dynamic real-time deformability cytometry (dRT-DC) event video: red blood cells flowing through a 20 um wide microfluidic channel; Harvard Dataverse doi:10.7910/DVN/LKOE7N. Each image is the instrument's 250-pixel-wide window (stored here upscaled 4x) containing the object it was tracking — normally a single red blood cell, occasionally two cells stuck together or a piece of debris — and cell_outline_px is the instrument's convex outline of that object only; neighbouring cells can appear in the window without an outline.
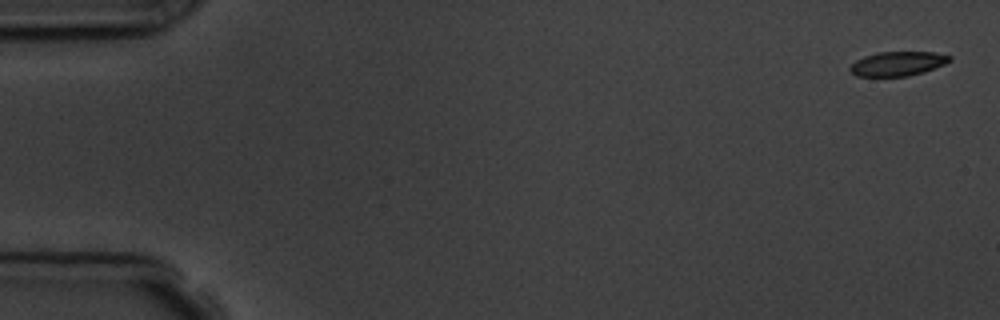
{"species": "common noctule bat (a hibernating species)", "species_latin": "Nyctalus noctula", "temperature_condition": "room temperature", "stored_images_in_passage": 11, "camera_frame_rate_fps": 3000, "um_per_image_px": 0.085, "animal": {"sex": "male", "body_mass_g": 19.5, "forearm_length_mm": 54.6}, "frame": {"image": 1, "passage_image": 1, "time_ms": 0.0, "image_size_px": [1000, 320], "cell_outline_px": [[952, 60], [944, 64], [924, 72], [908, 76], [856, 76], [848, 68], [856, 60], [864, 56], [876, 52], [932, 52], [952, 56]], "centroid_in_image_um": [76.3, 5.41], "position_along_channel_um": 8.7, "area_um2": 14.1}}
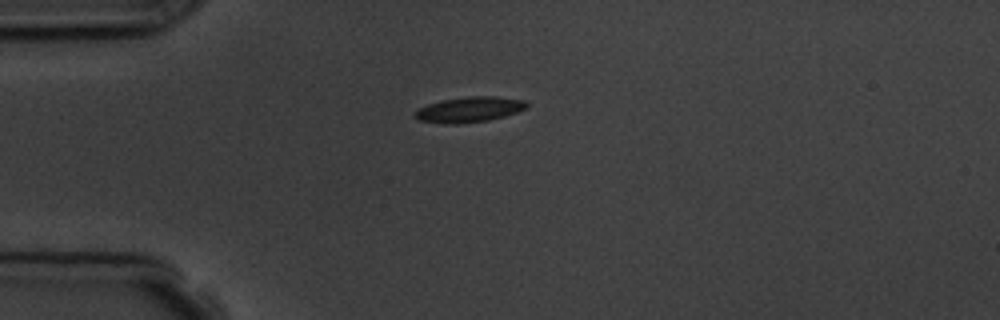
{"frame": {"image": 2, "passage_image": 4, "time_ms": 4.333, "image_size_px": [1000, 320], "cell_outline_px": [[528, 108], [504, 116], [488, 120], [456, 124], [444, 124], [416, 120], [412, 116], [420, 108], [428, 104], [440, 100], [468, 96], [496, 96], [524, 100], [528, 104]], "centroid_in_image_um": [39.87, 9.31], "position_along_channel_um": 45.1, "area_um2": 16.65}}
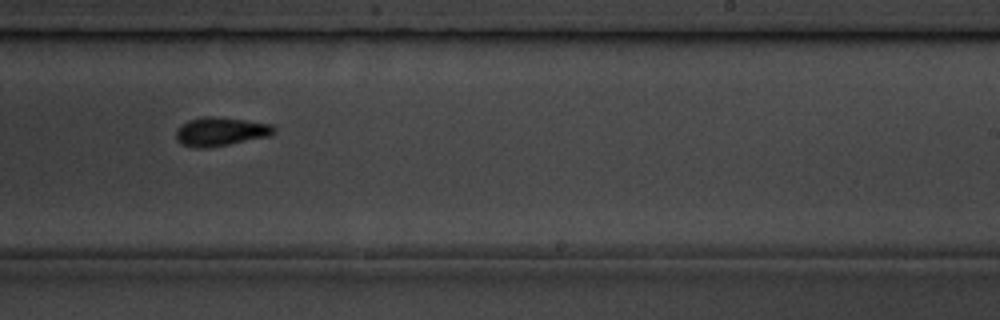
{"frame": {"image": 3, "passage_image": 10, "time_ms": 11.0, "image_size_px": [1000, 320], "cell_outline_px": [[276, 132], [268, 136], [208, 148], [196, 148], [180, 144], [176, 140], [176, 132], [188, 120], [204, 116], [216, 116], [272, 124], [276, 128]], "centroid_in_image_um": [18.75, 11.18], "position_along_channel_um": 270.3, "area_um2": 16.3}}